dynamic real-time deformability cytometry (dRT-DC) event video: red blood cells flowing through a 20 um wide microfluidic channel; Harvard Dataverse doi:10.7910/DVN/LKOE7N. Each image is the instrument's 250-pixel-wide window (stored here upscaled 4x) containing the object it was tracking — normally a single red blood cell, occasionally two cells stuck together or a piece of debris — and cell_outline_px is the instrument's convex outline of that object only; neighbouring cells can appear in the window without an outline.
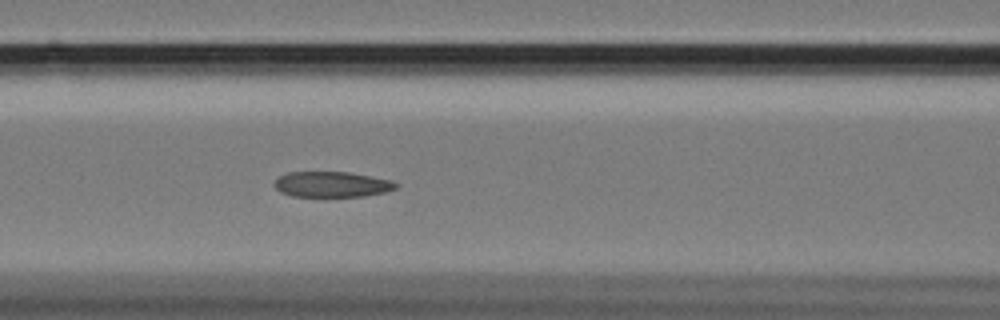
{"species": "Egyptian fruit bat (a non-hibernating species)", "species_latin": "Rousettus aegyptiacus", "temperature_condition": "cold", "stored_images_in_passage": 58, "camera_frame_rate_fps": 3000, "um_per_image_px": 0.085, "animal": {"sex": "female"}, "frame": {"image": 1, "passage_image": 25, "time_ms": 8.0, "image_size_px": [1000, 320], "cell_outline_px": [[400, 184], [396, 188], [384, 192], [364, 196], [292, 196], [280, 192], [276, 188], [276, 180], [280, 176], [288, 172], [348, 172], [392, 180]], "centroid_in_image_um": [28.24, 15.67], "position_along_channel_um": 138.4, "area_um2": 17.92}}
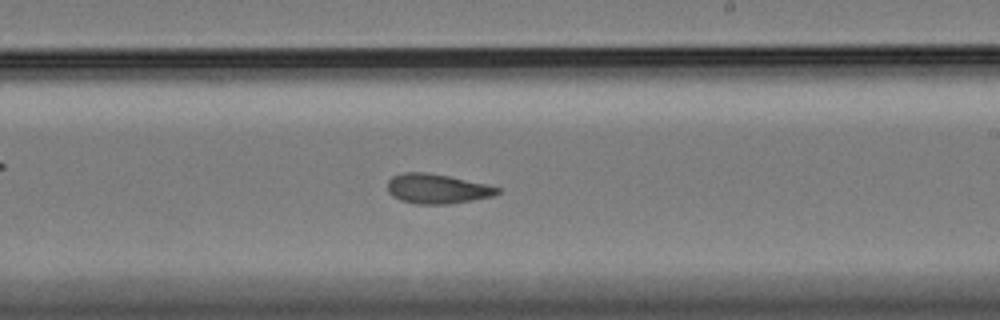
{"frame": {"image": 2, "passage_image": 35, "time_ms": 11.333, "image_size_px": [1000, 320], "cell_outline_px": [[500, 192], [492, 196], [472, 200], [448, 204], [416, 204], [400, 200], [392, 196], [388, 192], [388, 180], [392, 176], [404, 172], [428, 172], [448, 176], [484, 184], [500, 188]], "centroid_in_image_um": [37.1, 16.04], "position_along_channel_um": 251.9, "area_um2": 18.9}}
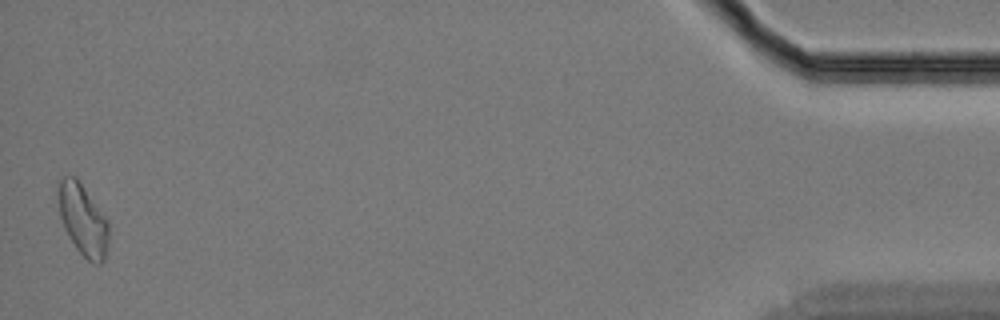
{"frame": {"image": 3, "passage_image": 58, "time_ms": 19.0, "image_size_px": [1000, 320], "cell_outline_px": [[108, 244], [104, 260], [100, 264], [92, 264], [76, 248], [68, 236], [64, 228], [60, 216], [56, 192], [60, 180], [64, 176], [76, 176], [104, 216], [108, 224]], "centroid_in_image_um": [7.02, 18.68], "position_along_channel_um": 428.2, "area_um2": 20.92}, "authors_computed_cell_mechanics": {"area_um2": 19.5653, "velocity_mm_per_s": 3.412, "shape_relaxation_time_tau1_ms": null, "shape_relaxation_time_tau2_ms": 3.9515, "deformation_change_tau1": null, "deformation_change_tau2": 0.0986}}